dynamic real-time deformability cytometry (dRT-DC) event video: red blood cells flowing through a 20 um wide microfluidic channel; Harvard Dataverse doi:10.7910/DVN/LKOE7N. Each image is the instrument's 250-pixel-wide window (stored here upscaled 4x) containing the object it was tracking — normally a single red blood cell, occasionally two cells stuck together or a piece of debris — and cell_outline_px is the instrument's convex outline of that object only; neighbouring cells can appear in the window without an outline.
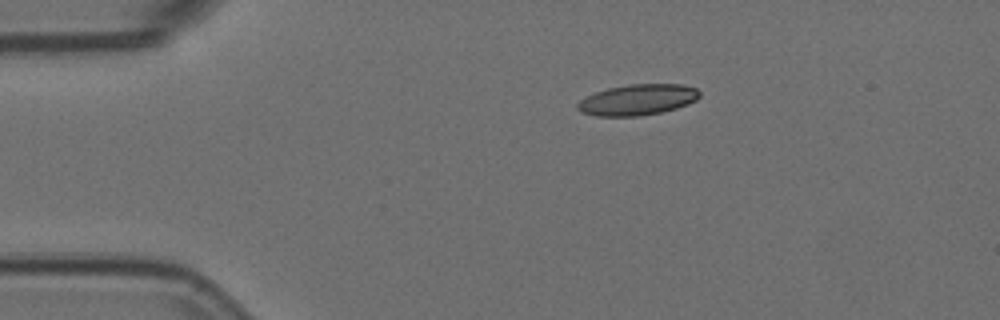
{"species": "Egyptian fruit bat (a non-hibernating species)", "species_latin": "Rousettus aegyptiacus", "temperature_condition": "room temperature", "stored_images_in_passage": 6, "camera_frame_rate_fps": 3000, "um_per_image_px": 0.085, "animal": {"sex": "female"}, "frame": {"image": 1, "passage_image": 1, "time_ms": 0.0, "image_size_px": [1000, 320], "cell_outline_px": [[700, 96], [696, 100], [688, 104], [676, 108], [660, 112], [636, 116], [596, 116], [580, 112], [576, 108], [576, 104], [580, 100], [596, 92], [608, 88], [628, 84], [684, 84], [696, 88], [700, 92]], "centroid_in_image_um": [54.19, 8.47], "position_along_channel_um": 30.8, "area_um2": 21.96}}
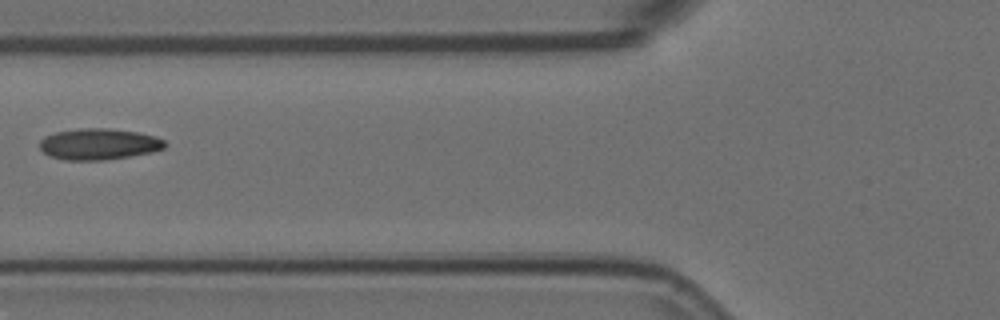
{"frame": {"image": 2, "passage_image": 4, "time_ms": 1.0, "image_size_px": [1000, 320], "cell_outline_px": [[164, 148], [152, 152], [108, 160], [64, 160], [48, 156], [40, 148], [40, 140], [44, 136], [56, 132], [80, 128], [108, 128], [136, 132], [156, 136], [164, 140]], "centroid_in_image_um": [8.37, 12.25], "position_along_channel_um": 117.4, "area_um2": 22.83}}
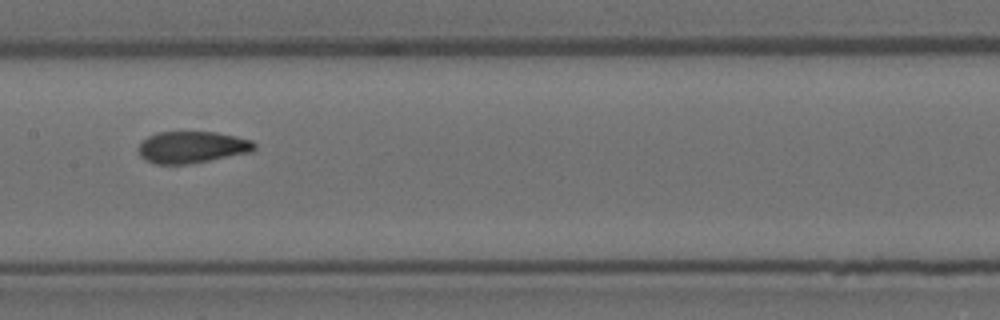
{"frame": {"image": 3, "passage_image": 6, "time_ms": 1.667, "image_size_px": [1000, 320], "cell_outline_px": [[256, 148], [248, 152], [188, 164], [152, 164], [144, 160], [140, 156], [136, 148], [148, 136], [160, 132], [216, 132], [236, 136], [252, 140], [256, 144]], "centroid_in_image_um": [16.27, 12.51], "position_along_channel_um": 191.1, "area_um2": 21.39}}